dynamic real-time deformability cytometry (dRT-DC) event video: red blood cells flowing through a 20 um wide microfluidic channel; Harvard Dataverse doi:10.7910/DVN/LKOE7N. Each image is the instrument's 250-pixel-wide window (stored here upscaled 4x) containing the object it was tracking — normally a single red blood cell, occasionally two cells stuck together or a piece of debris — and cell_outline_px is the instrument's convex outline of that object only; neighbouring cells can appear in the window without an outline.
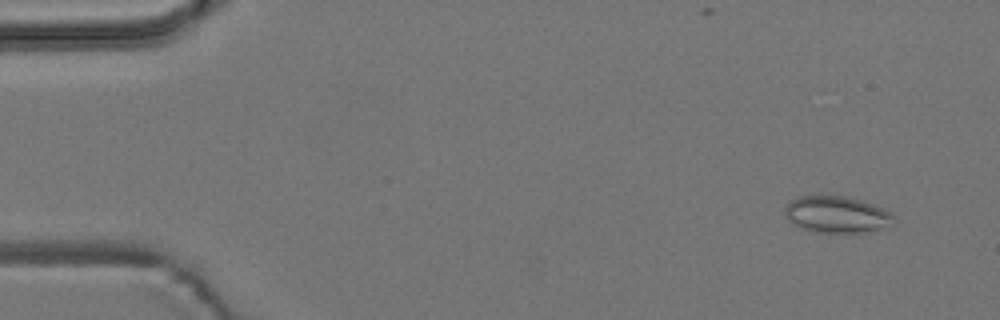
{"species": "common noctule bat (a hibernating species)", "species_latin": "Nyctalus noctula", "temperature_condition": "room temperature", "stored_images_in_passage": 13, "camera_frame_rate_fps": 3000, "um_per_image_px": 0.085, "animal": {"sex": "male", "body_mass_g": 19.2, "forearm_length_mm": 51.8}, "frame": {"image": 1, "passage_image": 4, "time_ms": 1.0, "image_size_px": [1000, 320], "cell_outline_px": [[896, 224], [892, 228], [868, 232], [812, 232], [792, 224], [788, 220], [784, 212], [784, 208], [792, 200], [800, 196], [844, 196], [860, 200], [872, 204], [892, 212], [896, 216]], "centroid_in_image_um": [71.21, 18.26], "position_along_channel_um": 13.8, "area_um2": 23.7}}